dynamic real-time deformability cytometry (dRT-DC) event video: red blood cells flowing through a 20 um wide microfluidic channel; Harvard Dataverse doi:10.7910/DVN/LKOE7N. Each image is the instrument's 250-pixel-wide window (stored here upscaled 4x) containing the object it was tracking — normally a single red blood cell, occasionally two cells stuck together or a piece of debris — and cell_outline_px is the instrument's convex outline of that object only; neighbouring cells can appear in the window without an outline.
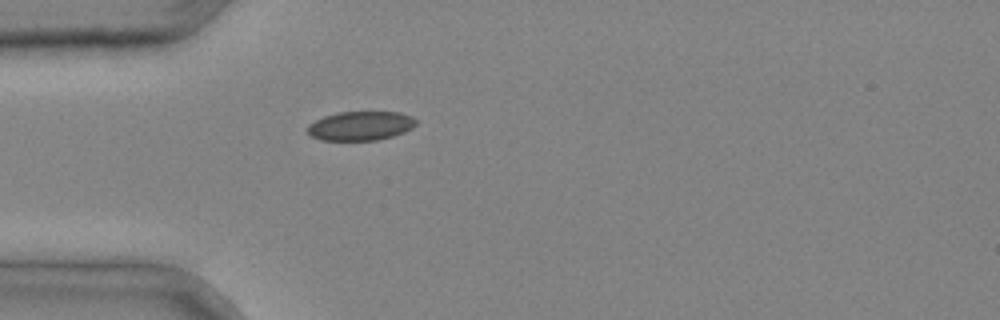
{"species": "common noctule bat (a hibernating species)", "species_latin": "Nyctalus noctula", "temperature_condition": "cold", "stored_images_in_passage": 1, "camera_frame_rate_fps": 3000, "um_per_image_px": 0.085, "animal": {"sex": "male", "body_mass_g": 20.4}, "frame": {"image": 1, "passage_image": 1, "time_ms": 0.0, "image_size_px": [1000, 320], "cell_outline_px": [[416, 124], [412, 128], [404, 132], [392, 136], [376, 140], [320, 140], [312, 136], [308, 132], [308, 124], [324, 116], [336, 112], [400, 112], [412, 116], [416, 120]], "centroid_in_image_um": [30.65, 10.69], "position_along_channel_um": 54.3, "area_um2": 18.38}}